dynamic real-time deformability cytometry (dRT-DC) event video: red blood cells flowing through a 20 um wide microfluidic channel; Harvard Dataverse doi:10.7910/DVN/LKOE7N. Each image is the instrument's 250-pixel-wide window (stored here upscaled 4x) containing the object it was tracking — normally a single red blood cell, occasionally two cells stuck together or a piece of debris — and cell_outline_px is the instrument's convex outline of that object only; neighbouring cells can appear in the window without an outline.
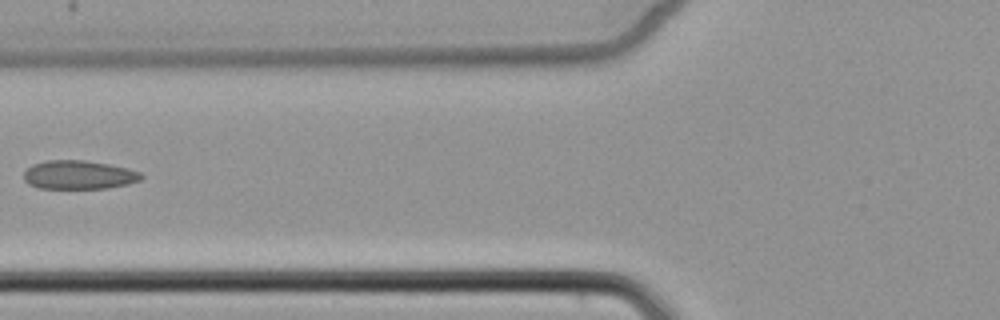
{"species": "common noctule bat (a hibernating species)", "species_latin": "Nyctalus noctula", "temperature_condition": "cold", "stored_images_in_passage": 6, "camera_frame_rate_fps": 3000, "um_per_image_px": 0.085, "animal": {"sex": "female", "body_mass_g": 22.7, "forearm_length_mm": 54.2}, "frame": {"image": 1, "passage_image": 5, "time_ms": 5.0, "image_size_px": [1000, 320], "cell_outline_px": [[144, 176], [140, 180], [128, 184], [108, 188], [40, 188], [28, 184], [24, 180], [24, 172], [32, 164], [48, 160], [84, 160], [108, 164], [128, 168], [140, 172]], "centroid_in_image_um": [6.7, 14.86], "position_along_channel_um": 119.1, "area_um2": 19.65}}
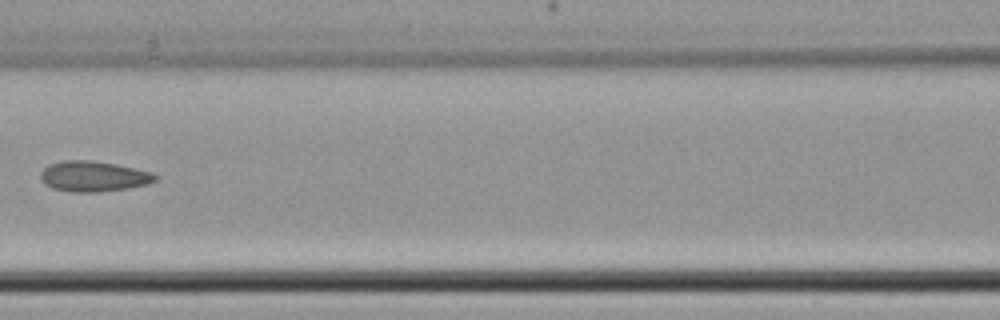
{"frame": {"image": 2, "passage_image": 6, "time_ms": 6.0, "image_size_px": [1000, 320], "cell_outline_px": [[156, 180], [148, 184], [128, 188], [96, 192], [72, 192], [52, 188], [40, 176], [40, 172], [48, 164], [64, 160], [92, 160], [116, 164], [152, 172], [156, 176]], "centroid_in_image_um": [7.95, 14.98], "position_along_channel_um": 158.6, "area_um2": 20.23}}